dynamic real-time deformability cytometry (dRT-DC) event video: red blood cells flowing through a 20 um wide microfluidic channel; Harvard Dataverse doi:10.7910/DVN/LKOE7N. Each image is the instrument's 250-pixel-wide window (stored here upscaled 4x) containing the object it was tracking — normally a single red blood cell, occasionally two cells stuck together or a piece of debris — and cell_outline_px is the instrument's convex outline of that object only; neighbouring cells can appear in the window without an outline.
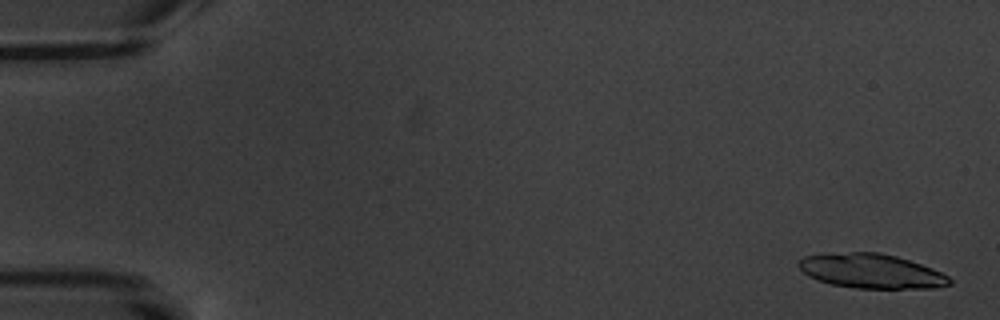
{"species": "common noctule bat (a hibernating species)", "species_latin": "Nyctalus noctula", "temperature_condition": "warm", "stored_images_in_passage": 6, "camera_frame_rate_fps": 3000, "um_per_image_px": 0.085, "animal": {"sex": "male", "body_mass_g": 20.1, "forearm_length_mm": 53.5}, "frame": {"image": 1, "passage_image": 1, "time_ms": 0.0, "image_size_px": [1000, 320], "cell_outline_px": [[952, 284], [932, 288], [856, 288], [832, 284], [816, 280], [808, 276], [796, 264], [804, 256], [852, 252], [880, 252], [896, 256], [932, 268], [948, 276], [952, 280]], "centroid_in_image_um": [74.06, 23.05], "position_along_channel_um": 10.9, "area_um2": 30.06}}